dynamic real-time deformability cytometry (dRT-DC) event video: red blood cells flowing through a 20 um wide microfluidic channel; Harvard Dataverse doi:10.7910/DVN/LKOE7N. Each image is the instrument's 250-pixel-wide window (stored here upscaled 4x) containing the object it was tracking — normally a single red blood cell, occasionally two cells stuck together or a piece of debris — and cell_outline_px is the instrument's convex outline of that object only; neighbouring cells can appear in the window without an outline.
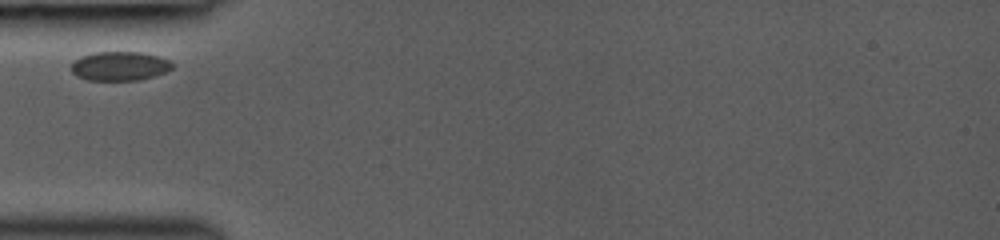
{"species": "common noctule bat (a hibernating species)", "species_latin": "Nyctalus noctula", "temperature_condition": "room temperature", "stored_images_in_passage": 3, "camera_frame_rate_fps": 3000, "um_per_image_px": 0.085, "animal": {"sex": "female", "body_mass_g": 19.0, "forearm_length_mm": 53.3}, "frame": {"image": 1, "passage_image": 1, "time_ms": 0.0, "image_size_px": [1000, 240], "cell_outline_px": [[172, 68], [164, 72], [140, 80], [88, 80], [76, 76], [72, 72], [72, 64], [80, 56], [96, 52], [140, 52], [156, 56], [168, 60], [172, 64]], "centroid_in_image_um": [10.14, 5.62], "position_along_channel_um": 74.9, "area_um2": 16.88}}
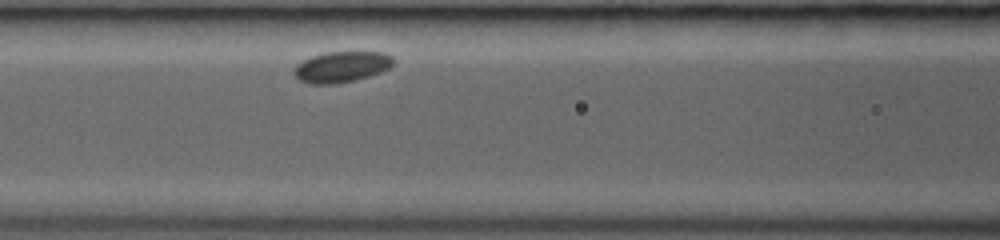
{"frame": {"image": 2, "passage_image": 3, "time_ms": 1.667, "image_size_px": [1000, 240], "cell_outline_px": [[392, 64], [388, 68], [380, 72], [368, 76], [336, 84], [308, 84], [300, 80], [292, 72], [296, 64], [312, 56], [328, 52], [384, 52], [392, 56]], "centroid_in_image_um": [28.99, 5.68], "position_along_channel_um": 137.6, "area_um2": 17.69}}